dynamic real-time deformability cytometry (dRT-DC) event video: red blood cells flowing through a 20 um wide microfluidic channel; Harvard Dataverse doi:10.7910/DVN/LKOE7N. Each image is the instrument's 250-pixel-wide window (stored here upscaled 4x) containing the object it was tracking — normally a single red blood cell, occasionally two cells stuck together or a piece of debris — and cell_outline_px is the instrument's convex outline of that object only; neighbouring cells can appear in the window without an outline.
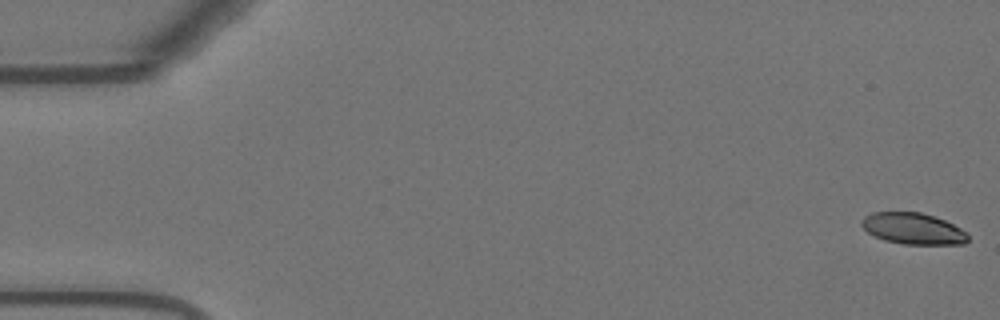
{"species": "Egyptian fruit bat (a non-hibernating species)", "species_latin": "Rousettus aegyptiacus", "temperature_condition": "warm", "stored_images_in_passage": 15, "camera_frame_rate_fps": 3000, "um_per_image_px": 0.085, "animal": {"sex": "female"}, "frame": {"image": 1, "passage_image": 1, "time_ms": 0.0, "image_size_px": [1000, 320], "cell_outline_px": [[968, 240], [964, 244], [904, 244], [884, 240], [868, 232], [860, 224], [860, 220], [864, 216], [872, 212], [920, 212], [944, 220], [968, 232]], "centroid_in_image_um": [77.6, 19.43], "position_along_channel_um": 7.4, "area_um2": 19.36}}